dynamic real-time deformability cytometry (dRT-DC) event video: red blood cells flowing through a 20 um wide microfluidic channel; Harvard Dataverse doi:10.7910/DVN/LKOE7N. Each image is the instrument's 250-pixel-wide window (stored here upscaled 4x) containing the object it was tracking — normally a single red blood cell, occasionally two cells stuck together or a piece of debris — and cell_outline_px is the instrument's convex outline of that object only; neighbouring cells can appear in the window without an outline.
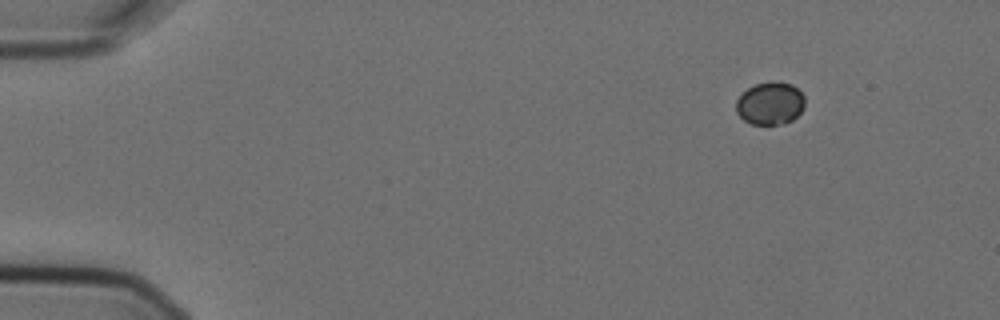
{"species": "Egyptian fruit bat (a non-hibernating species)", "species_latin": "Rousettus aegyptiacus", "temperature_condition": "cold", "stored_images_in_passage": 4, "camera_frame_rate_fps": 3000, "um_per_image_px": 0.085, "animal": {"sex": "female"}, "frame": {"image": 1, "passage_image": 1, "time_ms": 0.0, "image_size_px": [1000, 320], "cell_outline_px": [[804, 108], [792, 120], [784, 124], [752, 124], [744, 120], [736, 112], [736, 100], [748, 88], [756, 84], [772, 80], [776, 80], [792, 84], [804, 96]], "centroid_in_image_um": [65.47, 8.77], "position_along_channel_um": 19.5, "area_um2": 17.17}}
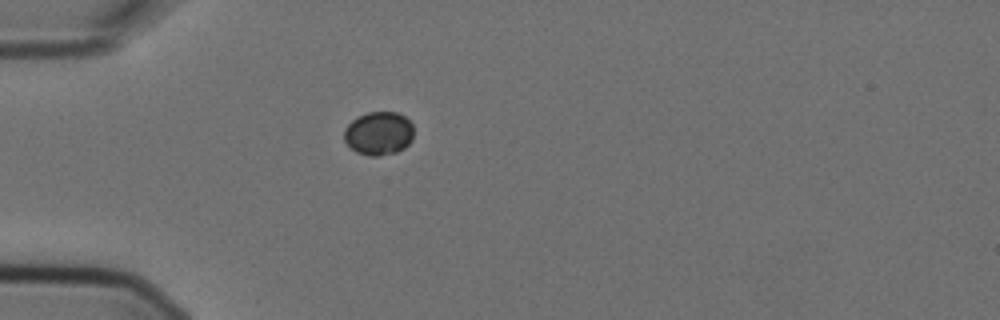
{"frame": {"image": 2, "passage_image": 4, "time_ms": 1.0, "image_size_px": [1000, 320], "cell_outline_px": [[412, 140], [404, 148], [396, 152], [376, 156], [368, 156], [356, 152], [344, 140], [344, 128], [356, 116], [368, 112], [396, 112], [404, 116], [412, 124]], "centroid_in_image_um": [32.17, 11.33], "position_along_channel_um": 52.8, "area_um2": 17.63}}